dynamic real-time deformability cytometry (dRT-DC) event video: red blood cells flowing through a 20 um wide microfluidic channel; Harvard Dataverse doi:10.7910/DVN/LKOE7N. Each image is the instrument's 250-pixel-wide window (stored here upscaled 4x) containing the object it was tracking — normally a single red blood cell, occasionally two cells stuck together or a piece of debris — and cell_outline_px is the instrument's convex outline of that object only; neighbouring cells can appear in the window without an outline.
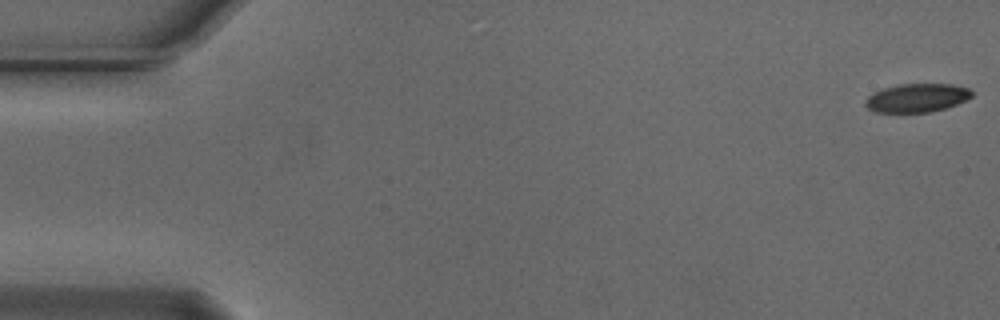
{"species": "Egyptian fruit bat (a non-hibernating species)", "species_latin": "Rousettus aegyptiacus", "temperature_condition": "cold", "stored_images_in_passage": 33, "camera_frame_rate_fps": 3000, "um_per_image_px": 0.085, "animal": {"sex": "male"}, "frame": {"image": 1, "passage_image": 1, "time_ms": 0.0, "image_size_px": [1000, 320], "cell_outline_px": [[972, 96], [956, 104], [932, 112], [876, 112], [868, 108], [864, 104], [864, 100], [868, 96], [884, 88], [900, 84], [952, 84], [968, 88], [972, 92]], "centroid_in_image_um": [77.92, 8.32], "position_along_channel_um": 7.1, "area_um2": 17.51}}
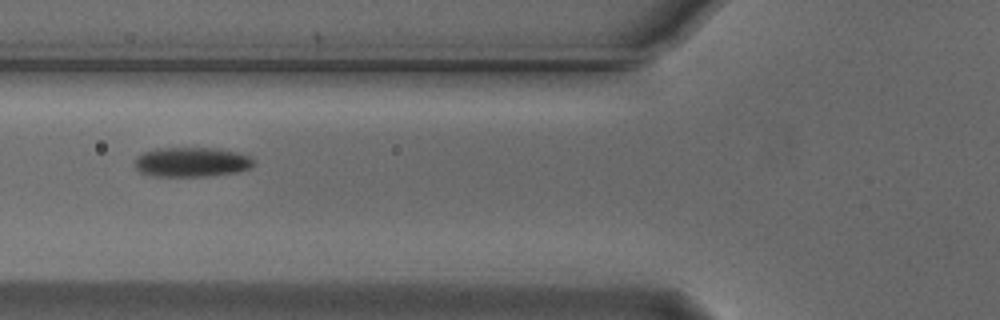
{"frame": {"image": 2, "passage_image": 21, "time_ms": 6.667, "image_size_px": [1000, 320], "cell_outline_px": [[256, 164], [252, 168], [236, 172], [212, 176], [152, 176], [140, 172], [132, 164], [136, 156], [144, 152], [156, 148], [216, 148], [236, 152], [252, 156], [256, 160]], "centroid_in_image_um": [16.31, 13.78], "position_along_channel_um": 109.5, "area_um2": 20.98}}
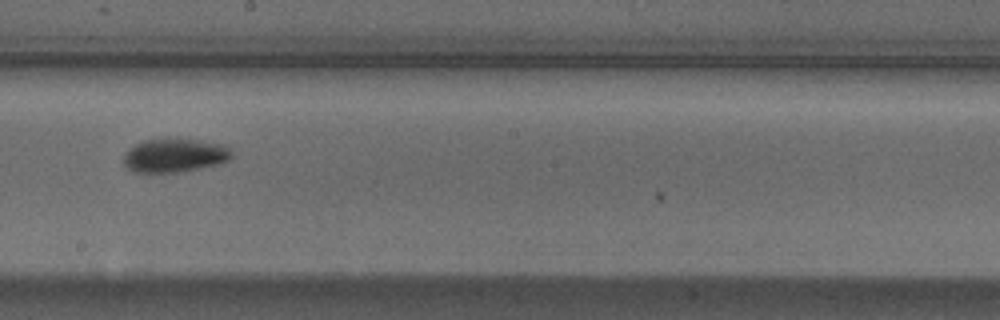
{"frame": {"image": 3, "passage_image": 31, "time_ms": 10.0, "image_size_px": [1000, 320], "cell_outline_px": [[232, 156], [228, 160], [220, 164], [180, 172], [132, 172], [124, 168], [124, 156], [128, 148], [144, 140], [176, 136], [228, 144], [232, 152]], "centroid_in_image_um": [14.87, 13.17], "position_along_channel_um": 233.3, "area_um2": 22.14}}